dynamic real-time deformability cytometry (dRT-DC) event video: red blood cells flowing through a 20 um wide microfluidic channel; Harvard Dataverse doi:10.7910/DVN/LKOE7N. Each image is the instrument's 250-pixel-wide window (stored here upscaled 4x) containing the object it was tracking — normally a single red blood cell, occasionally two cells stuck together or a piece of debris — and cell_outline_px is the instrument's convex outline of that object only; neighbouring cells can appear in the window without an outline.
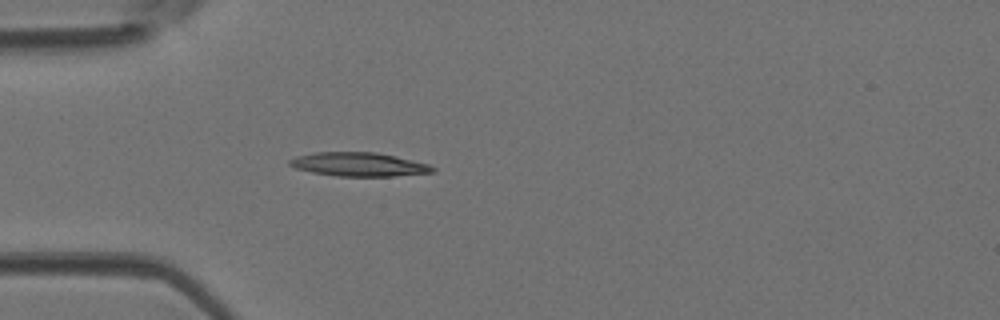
{"species": "Egyptian fruit bat (a non-hibernating species)", "species_latin": "Rousettus aegyptiacus", "temperature_condition": "room temperature", "stored_images_in_passage": 36, "camera_frame_rate_fps": 3000, "um_per_image_px": 0.085, "animal": {"sex": "female"}, "frame": {"image": 1, "passage_image": 6, "time_ms": 1.667, "image_size_px": [1000, 320], "cell_outline_px": [[436, 168], [432, 172], [392, 176], [336, 176], [312, 172], [296, 168], [288, 164], [288, 160], [296, 156], [312, 152], [376, 152], [428, 164]], "centroid_in_image_um": [30.44, 13.97], "position_along_channel_um": 54.6, "area_um2": 19.65}}
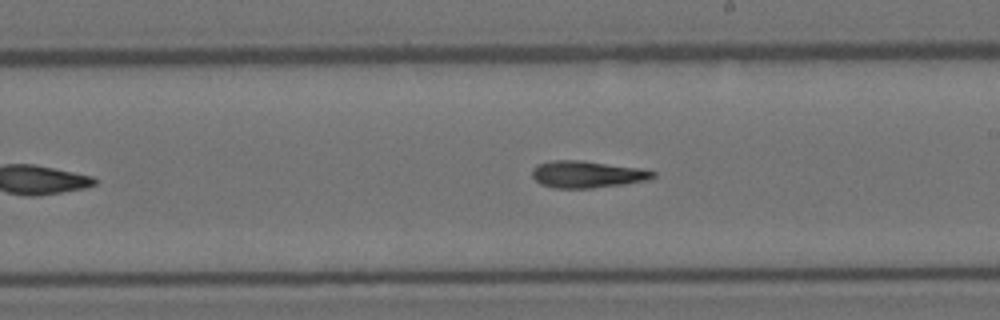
{"frame": {"image": 2, "passage_image": 19, "time_ms": 6.0, "image_size_px": [1000, 320], "cell_outline_px": [[656, 176], [648, 180], [624, 184], [592, 188], [552, 188], [540, 184], [532, 176], [532, 168], [536, 164], [552, 160], [580, 160], [640, 168], [656, 172]], "centroid_in_image_um": [49.88, 14.82], "position_along_channel_um": 239.1, "area_um2": 19.07}}
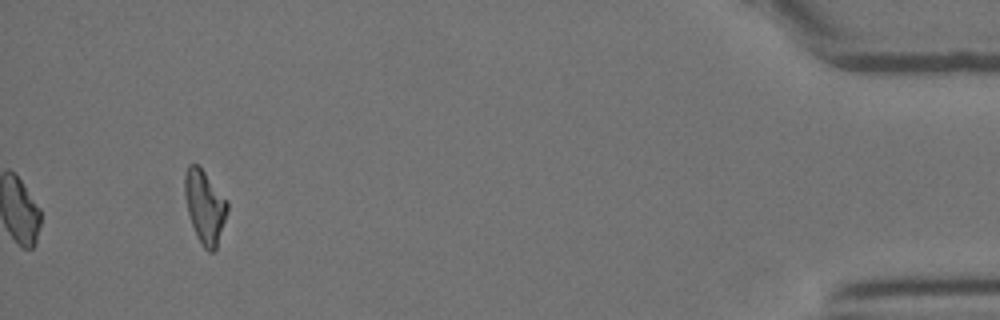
{"frame": {"image": 3, "passage_image": 36, "time_ms": 11.667, "image_size_px": [1000, 320], "cell_outline_px": [[228, 212], [216, 248], [212, 252], [208, 252], [204, 248], [196, 236], [188, 212], [184, 196], [184, 172], [188, 164], [200, 164], [228, 204]], "centroid_in_image_um": [17.38, 17.53], "position_along_channel_um": 417.8, "area_um2": 18.21}}